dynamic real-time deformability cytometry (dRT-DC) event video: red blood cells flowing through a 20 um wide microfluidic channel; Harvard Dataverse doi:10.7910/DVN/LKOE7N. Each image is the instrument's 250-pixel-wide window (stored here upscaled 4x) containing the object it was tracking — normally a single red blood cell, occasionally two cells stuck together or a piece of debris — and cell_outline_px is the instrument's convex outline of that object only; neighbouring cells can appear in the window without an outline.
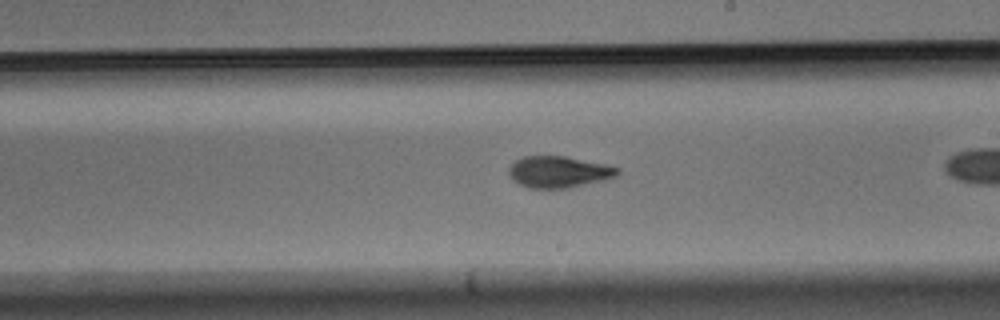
{"species": "Egyptian fruit bat (a non-hibernating species)", "species_latin": "Rousettus aegyptiacus", "temperature_condition": "warm", "stored_images_in_passage": 27, "camera_frame_rate_fps": 3000, "um_per_image_px": 0.085, "animal": {"sex": "male"}, "frame": {"image": 1, "passage_image": 16, "time_ms": 5.0, "image_size_px": [1000, 320], "cell_outline_px": [[620, 172], [616, 176], [604, 180], [568, 188], [528, 188], [512, 180], [508, 172], [508, 168], [516, 160], [524, 156], [564, 156], [604, 164], [620, 168]], "centroid_in_image_um": [47.48, 14.61], "position_along_channel_um": 241.5, "area_um2": 19.88}}
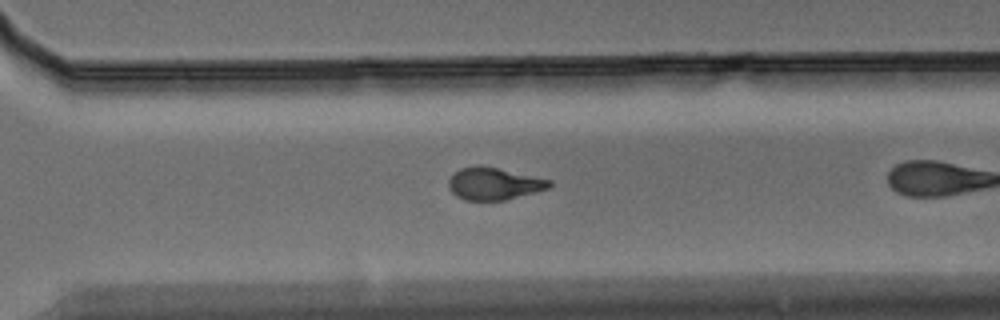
{"frame": {"image": 2, "passage_image": 23, "time_ms": 7.333, "image_size_px": [1000, 320], "cell_outline_px": [[552, 184], [548, 188], [504, 200], [464, 200], [456, 196], [448, 188], [448, 180], [460, 168], [476, 164], [496, 168], [552, 180]], "centroid_in_image_um": [41.94, 15.61], "position_along_channel_um": 328.7, "area_um2": 18.73}}